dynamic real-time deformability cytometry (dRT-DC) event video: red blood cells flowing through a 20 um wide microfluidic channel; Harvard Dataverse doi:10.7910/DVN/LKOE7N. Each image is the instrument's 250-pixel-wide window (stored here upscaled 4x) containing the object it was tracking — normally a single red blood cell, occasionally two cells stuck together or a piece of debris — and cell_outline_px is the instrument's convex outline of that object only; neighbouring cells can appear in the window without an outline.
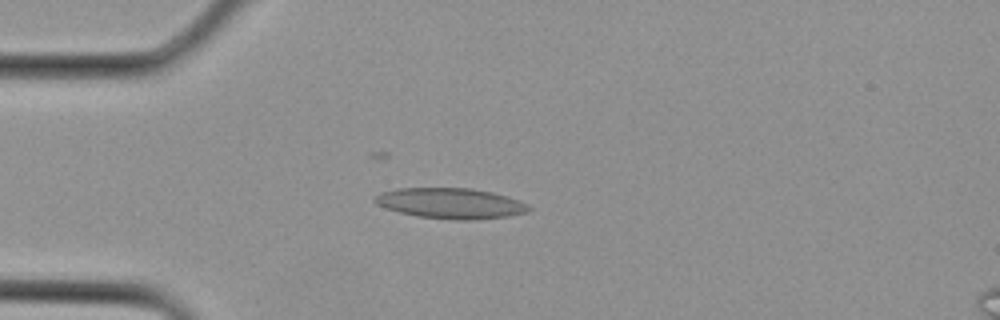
{"species": "Egyptian fruit bat (a non-hibernating species)", "species_latin": "Rousettus aegyptiacus", "temperature_condition": "cold", "stored_images_in_passage": 5, "camera_frame_rate_fps": 3000, "um_per_image_px": 0.085, "animal": {"sex": "female"}, "frame": {"image": 1, "passage_image": 4, "time_ms": 1.0, "image_size_px": [1000, 320], "cell_outline_px": [[532, 208], [528, 212], [508, 216], [472, 220], [456, 220], [416, 216], [400, 212], [376, 204], [372, 200], [380, 192], [396, 188], [472, 188], [492, 192], [508, 196], [528, 204]], "centroid_in_image_um": [38.32, 17.28], "position_along_channel_um": 46.7, "area_um2": 27.51}}